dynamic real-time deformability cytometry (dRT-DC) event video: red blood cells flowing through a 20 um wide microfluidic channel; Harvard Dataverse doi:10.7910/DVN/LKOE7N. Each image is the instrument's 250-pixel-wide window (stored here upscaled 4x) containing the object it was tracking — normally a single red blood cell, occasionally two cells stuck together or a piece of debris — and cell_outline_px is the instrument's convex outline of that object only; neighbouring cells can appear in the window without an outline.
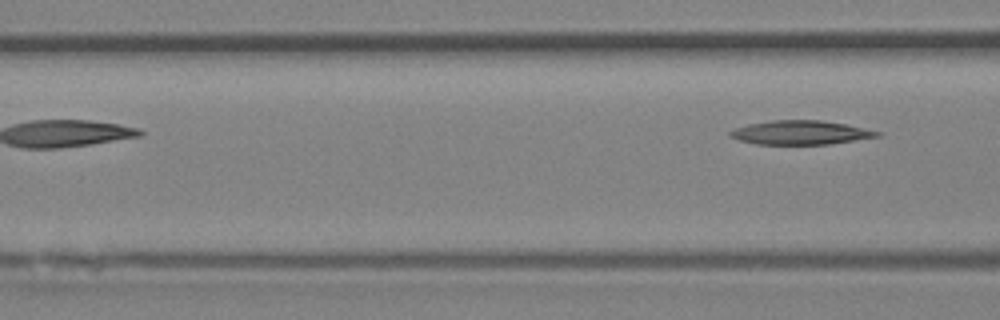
{"species": "Egyptian fruit bat (a non-hibernating species)", "species_latin": "Rousettus aegyptiacus", "temperature_condition": "room temperature", "stored_images_in_passage": 5, "camera_frame_rate_fps": 3000, "um_per_image_px": 0.085, "animal": {"sex": "female"}, "frame": {"image": 1, "passage_image": 5, "time_ms": 1.333, "image_size_px": [1000, 320], "cell_outline_px": [[880, 136], [828, 144], [756, 144], [740, 140], [728, 136], [728, 132], [736, 128], [748, 124], [772, 120], [820, 120], [844, 124], [880, 132]], "centroid_in_image_um": [67.98, 11.27], "position_along_channel_um": 98.6, "area_um2": 20.23}}